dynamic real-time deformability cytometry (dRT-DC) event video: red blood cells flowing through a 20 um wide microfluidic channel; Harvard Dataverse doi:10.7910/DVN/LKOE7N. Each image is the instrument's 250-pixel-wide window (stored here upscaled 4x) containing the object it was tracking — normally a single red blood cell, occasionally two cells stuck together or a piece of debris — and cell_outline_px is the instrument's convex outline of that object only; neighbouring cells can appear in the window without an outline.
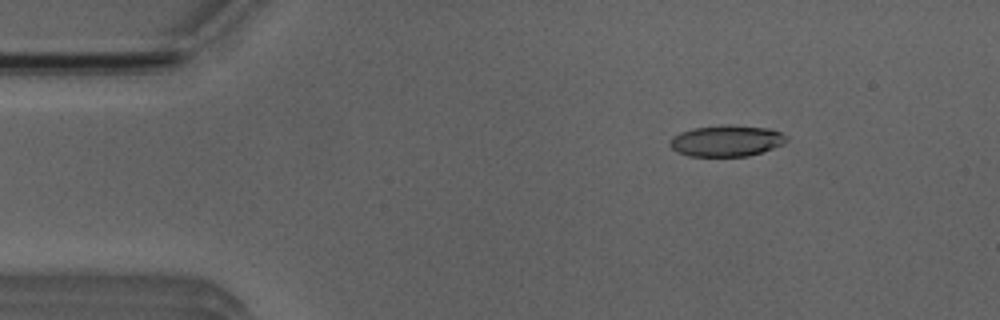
{"species": "Egyptian fruit bat (a non-hibernating species)", "species_latin": "Rousettus aegyptiacus", "temperature_condition": "room temperature", "stored_images_in_passage": 3, "camera_frame_rate_fps": 3000, "um_per_image_px": 0.085, "animal": {"sex": "male"}, "frame": {"image": 1, "passage_image": 3, "time_ms": 2.333, "image_size_px": [1000, 320], "cell_outline_px": [[788, 140], [784, 144], [748, 156], [688, 156], [676, 152], [668, 144], [668, 140], [672, 136], [680, 132], [692, 128], [728, 124], [768, 128], [780, 132], [788, 136]], "centroid_in_image_um": [61.72, 11.96], "position_along_channel_um": 23.3, "area_um2": 21.44}}